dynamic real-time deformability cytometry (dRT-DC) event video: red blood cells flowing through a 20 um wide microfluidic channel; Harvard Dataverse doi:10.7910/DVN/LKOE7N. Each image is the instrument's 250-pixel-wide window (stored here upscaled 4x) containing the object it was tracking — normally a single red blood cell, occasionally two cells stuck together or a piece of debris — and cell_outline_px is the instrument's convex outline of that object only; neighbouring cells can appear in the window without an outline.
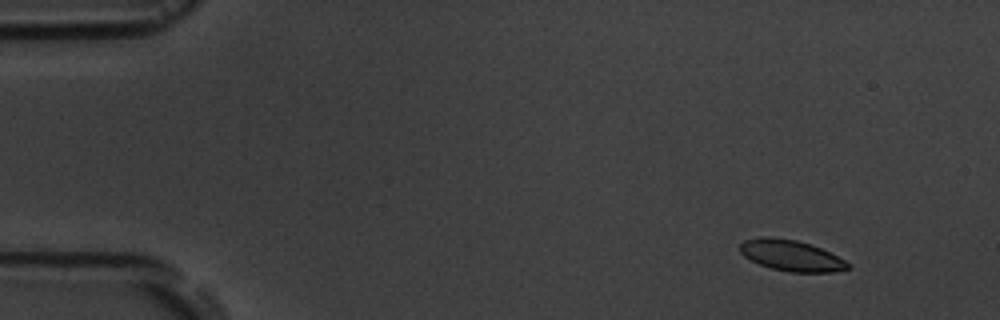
{"species": "common noctule bat (a hibernating species)", "species_latin": "Nyctalus noctula", "temperature_condition": "room temperature", "stored_images_in_passage": 4, "camera_frame_rate_fps": 3000, "um_per_image_px": 0.085, "animal": {"sex": "male", "body_mass_g": 19.5, "forearm_length_mm": 54.6}, "frame": {"image": 1, "passage_image": 1, "time_ms": 0.0, "image_size_px": [1000, 320], "cell_outline_px": [[852, 268], [832, 272], [788, 272], [772, 268], [760, 264], [744, 256], [740, 252], [740, 244], [744, 240], [760, 236], [772, 236], [796, 240], [820, 248], [852, 264]], "centroid_in_image_um": [67.24, 21.71], "position_along_channel_um": 17.8, "area_um2": 19.42}}
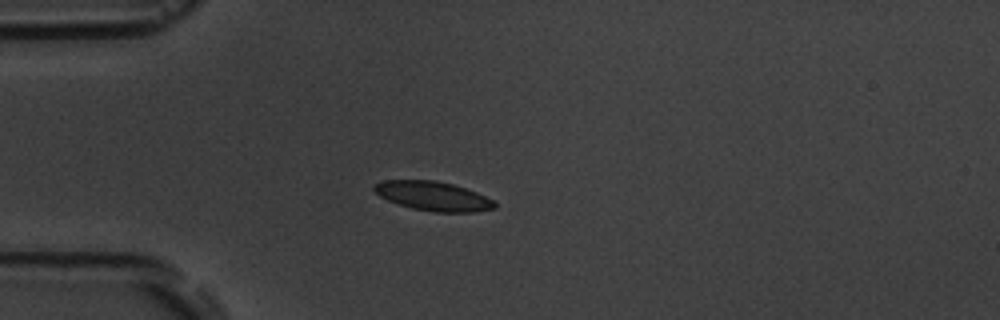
{"frame": {"image": 2, "passage_image": 4, "time_ms": 3.333, "image_size_px": [1000, 320], "cell_outline_px": [[496, 208], [476, 212], [436, 212], [412, 208], [388, 200], [380, 196], [372, 188], [372, 184], [384, 180], [436, 180], [452, 184], [476, 192], [492, 200], [496, 204]], "centroid_in_image_um": [36.8, 16.66], "position_along_channel_um": 48.2, "area_um2": 20.4}}